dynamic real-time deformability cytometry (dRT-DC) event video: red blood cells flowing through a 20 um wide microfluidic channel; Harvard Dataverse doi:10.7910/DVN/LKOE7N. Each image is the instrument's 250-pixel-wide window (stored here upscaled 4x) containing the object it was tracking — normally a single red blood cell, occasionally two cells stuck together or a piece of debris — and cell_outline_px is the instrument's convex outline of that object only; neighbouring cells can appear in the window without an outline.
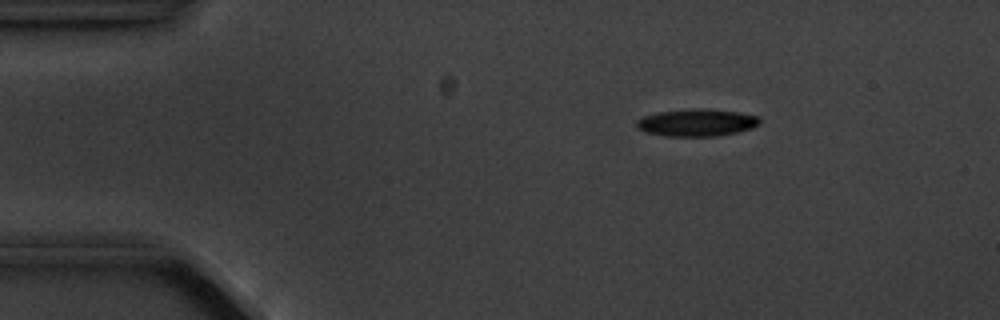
{"species": "common noctule bat (a hibernating species)", "species_latin": "Nyctalus noctula", "temperature_condition": "cold", "stored_images_in_passage": 4, "camera_frame_rate_fps": 3000, "um_per_image_px": 0.085, "animal": {"sex": "male", "body_mass_g": 20.1, "forearm_length_mm": 53.5}, "frame": {"image": 1, "passage_image": 2, "time_ms": 1.333, "image_size_px": [1000, 320], "cell_outline_px": [[760, 124], [752, 128], [736, 132], [716, 136], [664, 136], [644, 132], [636, 124], [636, 120], [644, 116], [660, 112], [692, 108], [700, 108], [736, 112], [760, 116]], "centroid_in_image_um": [59.23, 10.42], "position_along_channel_um": 25.8, "area_um2": 19.48}}